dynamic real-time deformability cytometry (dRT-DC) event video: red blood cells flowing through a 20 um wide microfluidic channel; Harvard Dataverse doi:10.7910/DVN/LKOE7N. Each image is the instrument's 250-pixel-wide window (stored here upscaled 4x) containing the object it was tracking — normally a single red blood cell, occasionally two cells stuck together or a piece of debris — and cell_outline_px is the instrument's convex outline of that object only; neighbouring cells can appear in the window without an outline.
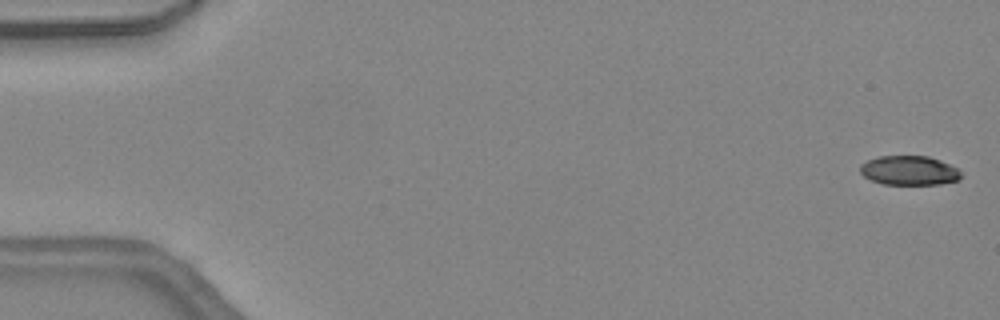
{"species": "common noctule bat (a hibernating species)", "species_latin": "Nyctalus noctula", "temperature_condition": "warm", "stored_images_in_passage": 46, "camera_frame_rate_fps": 3000, "um_per_image_px": 0.085, "animal": {"sex": "female", "body_mass_g": 24.6, "forearm_length_mm": 56.2}, "frame": {"image": 1, "passage_image": 1, "time_ms": 0.0, "image_size_px": [1000, 320], "cell_outline_px": [[960, 180], [940, 184], [884, 184], [872, 180], [864, 176], [860, 172], [860, 164], [868, 160], [880, 156], [928, 156], [940, 160], [956, 168], [960, 172]], "centroid_in_image_um": [77.27, 14.49], "position_along_channel_um": 7.7, "area_um2": 17.11}}
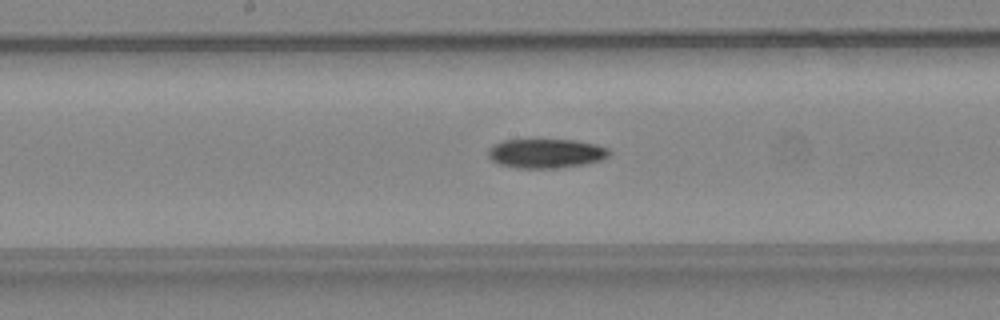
{"frame": {"image": 2, "passage_image": 24, "time_ms": 7.667, "image_size_px": [1000, 320], "cell_outline_px": [[612, 152], [604, 160], [584, 164], [556, 168], [516, 168], [500, 164], [492, 160], [488, 156], [488, 148], [492, 144], [504, 140], [572, 140], [596, 144], [608, 148]], "centroid_in_image_um": [46.42, 13.04], "position_along_channel_um": 201.8, "area_um2": 20.75}}
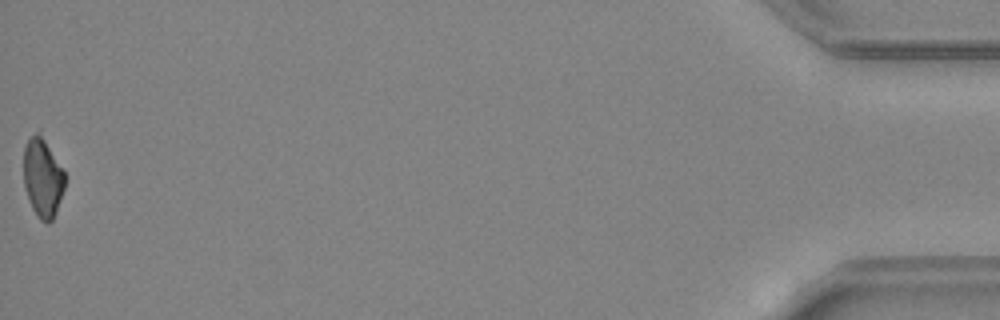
{"frame": {"image": 3, "passage_image": 46, "time_ms": 15.0, "image_size_px": [1000, 320], "cell_outline_px": [[64, 188], [56, 212], [52, 220], [48, 224], [40, 220], [36, 216], [28, 200], [24, 184], [24, 148], [28, 140], [40, 128], [64, 172]], "centroid_in_image_um": [3.62, 15.09], "position_along_channel_um": 431.6, "area_um2": 19.13}, "authors_computed_cell_mechanics": {"area_um2": 19.8254, "velocity_mm_per_s": 4.5298, "shape_relaxation_time_tau1_ms": 4.4644, "shape_relaxation_time_tau2_ms": null, "deformation_change_tau1": 0.1571, "deformation_change_tau2": null}}